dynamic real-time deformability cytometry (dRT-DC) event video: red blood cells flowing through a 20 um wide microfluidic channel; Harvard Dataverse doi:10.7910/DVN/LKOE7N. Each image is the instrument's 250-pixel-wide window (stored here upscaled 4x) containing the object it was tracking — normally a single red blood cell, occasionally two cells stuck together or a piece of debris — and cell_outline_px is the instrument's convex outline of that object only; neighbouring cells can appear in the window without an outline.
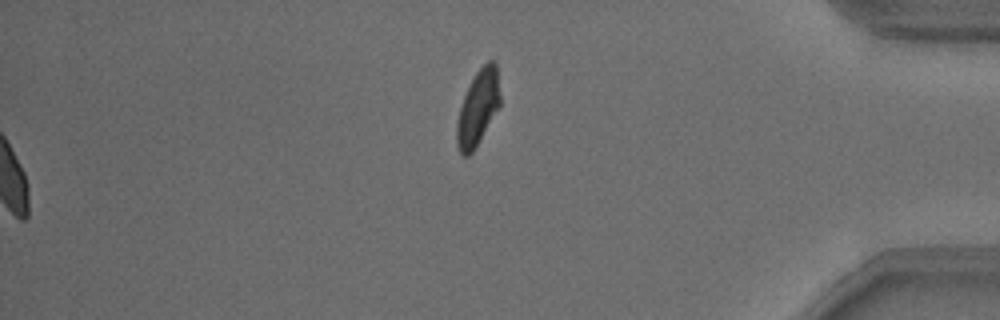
{"species": "common noctule bat (a hibernating species)", "species_latin": "Nyctalus noctula", "temperature_condition": "warm", "stored_images_in_passage": 52, "segment_of_instrument_passage": [2, 2], "camera_frame_rate_fps": 3000, "um_per_image_px": 0.085, "animal": {"sex": "male", "body_mass_g": 18.8}, "frame": {"image": 1, "passage_image": 52, "time_ms": 17.0, "image_size_px": [1000, 320], "cell_outline_px": [[500, 104], [472, 152], [468, 156], [460, 156], [456, 144], [456, 124], [460, 108], [464, 96], [476, 72], [488, 60], [492, 60], [496, 64], [500, 96]], "centroid_in_image_um": [40.6, 9.18], "position_along_channel_um": 394.6, "area_um2": 18.55}}